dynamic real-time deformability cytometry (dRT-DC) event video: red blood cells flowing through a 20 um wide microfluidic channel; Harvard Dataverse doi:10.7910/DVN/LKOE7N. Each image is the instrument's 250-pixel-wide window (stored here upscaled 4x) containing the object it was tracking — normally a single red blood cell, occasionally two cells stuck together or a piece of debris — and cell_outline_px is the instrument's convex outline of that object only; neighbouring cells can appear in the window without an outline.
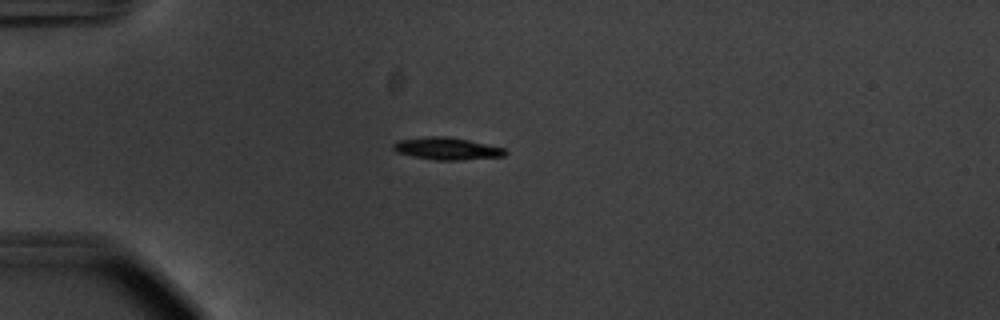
{"species": "common noctule bat (a hibernating species)", "species_latin": "Nyctalus noctula", "temperature_condition": "warm", "stored_images_in_passage": 41, "camera_frame_rate_fps": 3000, "um_per_image_px": 0.085, "animal": {"sex": "male", "body_mass_g": 20.1, "forearm_length_mm": 53.5}, "frame": {"image": 1, "passage_image": 1, "time_ms": 0.0, "image_size_px": [1000, 320], "cell_outline_px": [[508, 152], [504, 156], [460, 160], [436, 160], [412, 156], [396, 152], [392, 148], [392, 144], [400, 140], [424, 136], [448, 136], [468, 140], [504, 148]], "centroid_in_image_um": [37.96, 12.62], "position_along_channel_um": 47.0, "area_um2": 14.51}}
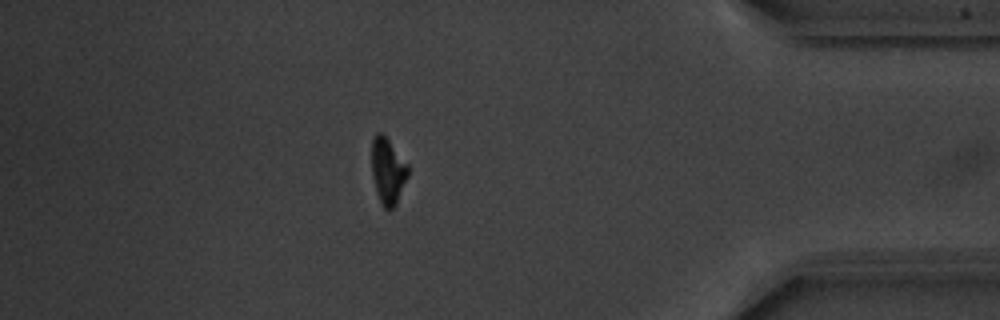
{"frame": {"image": 2, "passage_image": 34, "time_ms": 11.0, "image_size_px": [1000, 320], "cell_outline_px": [[408, 176], [396, 204], [392, 208], [384, 208], [376, 192], [372, 176], [372, 136], [376, 132], [384, 132], [408, 164]], "centroid_in_image_um": [32.96, 14.45], "position_along_channel_um": 402.2, "area_um2": 14.16}}
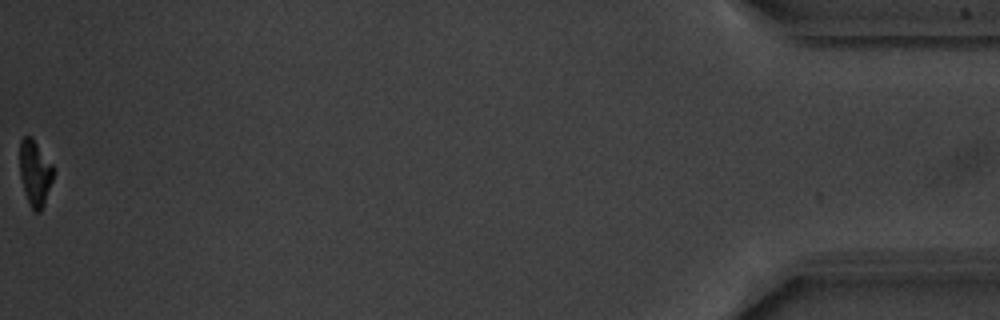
{"frame": {"image": 3, "passage_image": 41, "time_ms": 13.333, "image_size_px": [1000, 320], "cell_outline_px": [[52, 180], [44, 204], [40, 212], [36, 212], [32, 208], [24, 192], [20, 176], [20, 140], [24, 136], [32, 136], [52, 164]], "centroid_in_image_um": [2.95, 14.67], "position_along_channel_um": 432.2, "area_um2": 12.66}, "authors_computed_cell_mechanics": {"area_um2": 14.3344, "velocity_mm_per_s": 3.7339, "shape_relaxation_time_tau1_ms": 2.4825, "shape_relaxation_time_tau2_ms": 10.2117, "deformation_change_tau1": 0.1477, "deformation_change_tau2": 0.1412}}